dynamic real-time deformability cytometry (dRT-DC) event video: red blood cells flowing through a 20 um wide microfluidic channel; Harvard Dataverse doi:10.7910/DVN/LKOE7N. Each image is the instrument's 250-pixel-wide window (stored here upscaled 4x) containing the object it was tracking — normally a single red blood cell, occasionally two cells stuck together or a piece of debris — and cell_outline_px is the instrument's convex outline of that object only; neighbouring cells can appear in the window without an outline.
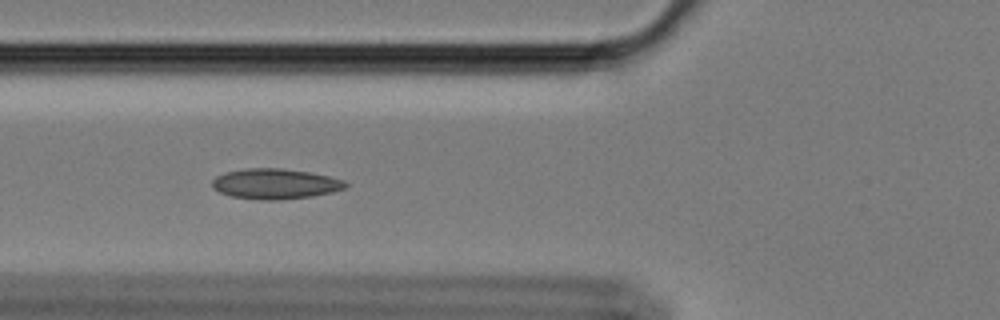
{"species": "Egyptian fruit bat (a non-hibernating species)", "species_latin": "Rousettus aegyptiacus", "temperature_condition": "cold", "stored_images_in_passage": 56, "camera_frame_rate_fps": 3000, "um_per_image_px": 0.085, "animal": {"sex": "female"}, "frame": {"image": 1, "passage_image": 19, "time_ms": 6.0, "image_size_px": [1000, 320], "cell_outline_px": [[348, 188], [332, 192], [312, 196], [280, 200], [260, 200], [232, 196], [220, 192], [212, 188], [212, 180], [216, 176], [224, 172], [244, 168], [280, 168], [308, 172], [328, 176], [344, 180], [348, 184]], "centroid_in_image_um": [23.39, 15.62], "position_along_channel_um": 102.4, "area_um2": 23.7}}
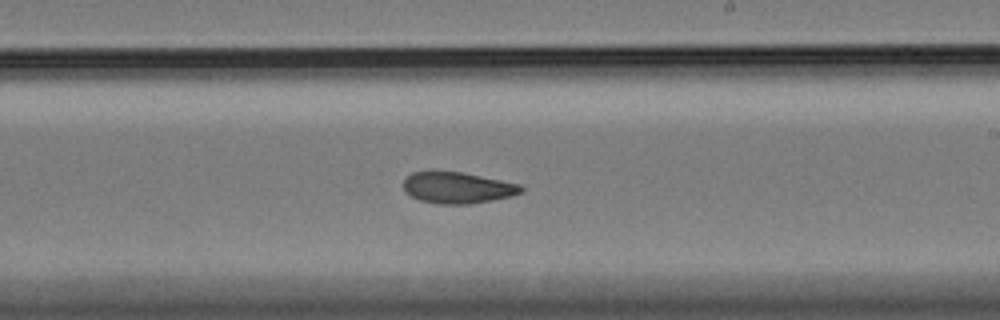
{"frame": {"image": 2, "passage_image": 32, "time_ms": 10.333, "image_size_px": [1000, 320], "cell_outline_px": [[524, 192], [512, 196], [492, 200], [468, 204], [436, 204], [420, 200], [404, 192], [404, 180], [412, 172], [460, 172], [520, 184], [524, 188]], "centroid_in_image_um": [38.91, 15.97], "position_along_channel_um": 250.1, "area_um2": 21.27}}
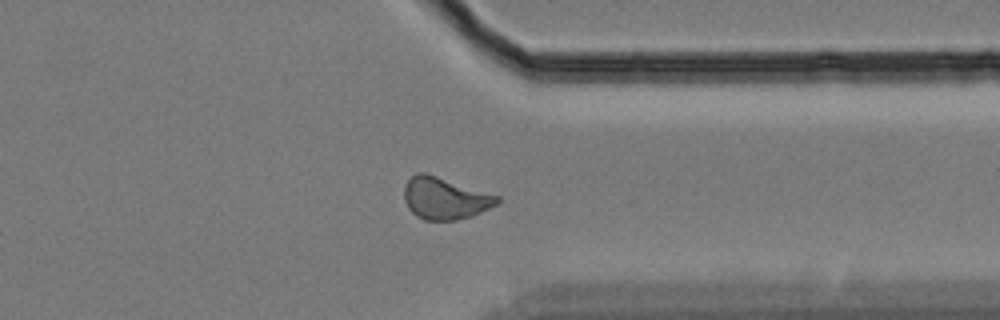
{"frame": {"image": 3, "passage_image": 43, "time_ms": 14.0, "image_size_px": [1000, 320], "cell_outline_px": [[500, 200], [496, 204], [472, 216], [456, 220], [424, 220], [416, 216], [408, 208], [404, 200], [404, 184], [416, 172], [424, 172], [500, 196]], "centroid_in_image_um": [37.78, 16.85], "position_along_channel_um": 373.6, "area_um2": 22.66}, "authors_computed_cell_mechanics": {"area_um2": 22.542, "velocity_mm_per_s": 3.4069, "shape_relaxation_time_tau1_ms": null, "shape_relaxation_time_tau2_ms": 2.8537, "deformation_change_tau1": null, "deformation_change_tau2": 0.0787}}